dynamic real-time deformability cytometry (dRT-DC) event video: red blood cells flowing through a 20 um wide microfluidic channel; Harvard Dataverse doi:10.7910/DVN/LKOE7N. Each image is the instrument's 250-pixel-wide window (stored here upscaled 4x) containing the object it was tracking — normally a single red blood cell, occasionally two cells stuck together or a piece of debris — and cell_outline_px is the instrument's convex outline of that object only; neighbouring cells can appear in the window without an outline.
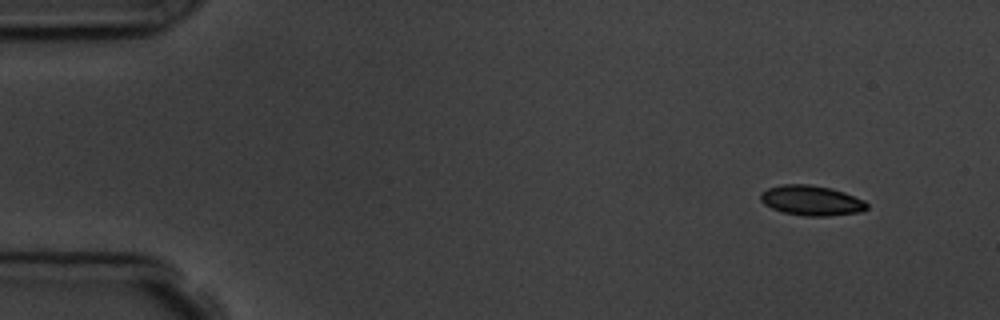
{"species": "common noctule bat (a hibernating species)", "species_latin": "Nyctalus noctula", "temperature_condition": "room temperature", "stored_images_in_passage": 4, "camera_frame_rate_fps": 3000, "um_per_image_px": 0.085, "animal": {"sex": "male", "body_mass_g": 19.5, "forearm_length_mm": 54.6}, "frame": {"image": 1, "passage_image": 1, "time_ms": 0.0, "image_size_px": [1000, 320], "cell_outline_px": [[868, 208], [860, 212], [828, 216], [804, 216], [784, 212], [772, 208], [764, 204], [760, 200], [760, 192], [768, 188], [784, 184], [808, 184], [832, 188], [844, 192], [864, 200], [868, 204]], "centroid_in_image_um": [68.97, 17.04], "position_along_channel_um": 16.0, "area_um2": 18.67}}
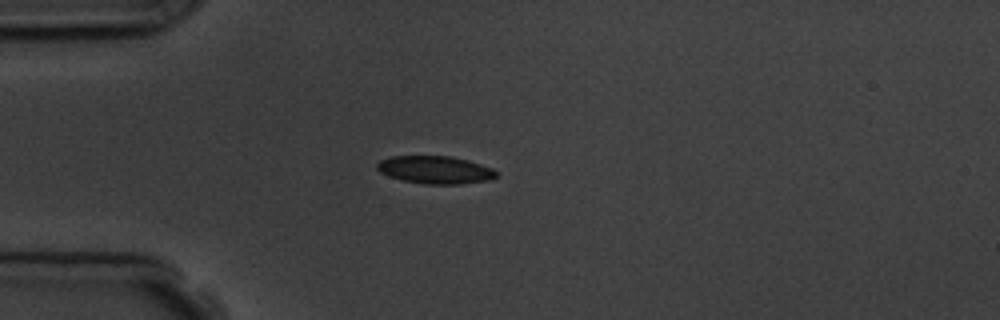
{"frame": {"image": 2, "passage_image": 4, "time_ms": 3.333, "image_size_px": [1000, 320], "cell_outline_px": [[496, 176], [492, 180], [460, 184], [424, 184], [400, 180], [388, 176], [380, 172], [376, 168], [376, 164], [380, 160], [392, 156], [448, 156], [480, 164], [492, 168], [496, 172]], "centroid_in_image_um": [36.95, 14.45], "position_along_channel_um": 48.0, "area_um2": 19.25}}